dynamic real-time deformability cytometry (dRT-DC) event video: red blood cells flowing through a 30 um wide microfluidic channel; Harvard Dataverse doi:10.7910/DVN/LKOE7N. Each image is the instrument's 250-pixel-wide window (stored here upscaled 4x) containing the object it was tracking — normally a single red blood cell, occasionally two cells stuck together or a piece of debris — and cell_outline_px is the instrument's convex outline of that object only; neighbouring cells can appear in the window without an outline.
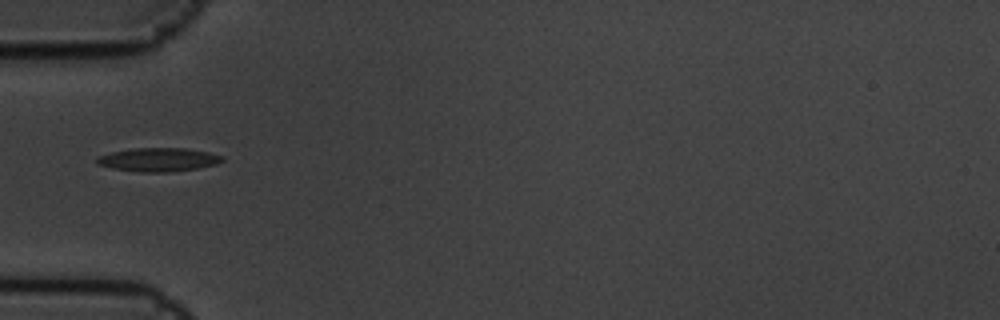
{"species": "common noctule bat (a hibernating species)", "species_latin": "Nyctalus noctula", "temperature_condition": "cold", "stored_images_in_passage": 11, "camera_frame_rate_fps": 3000, "um_per_image_px": 0.085, "animal": {"sex": "male", "body_mass_g": 19.5, "forearm_length_mm": 54.6}, "frame": {"image": 1, "passage_image": 1, "time_ms": 0.0, "image_size_px": [1000, 320], "cell_outline_px": [[224, 160], [216, 164], [196, 168], [168, 172], [140, 172], [112, 168], [96, 164], [96, 156], [112, 152], [132, 148], [188, 148], [208, 152], [224, 156]], "centroid_in_image_um": [13.45, 13.56], "position_along_channel_um": 71.6, "area_um2": 17.28}}
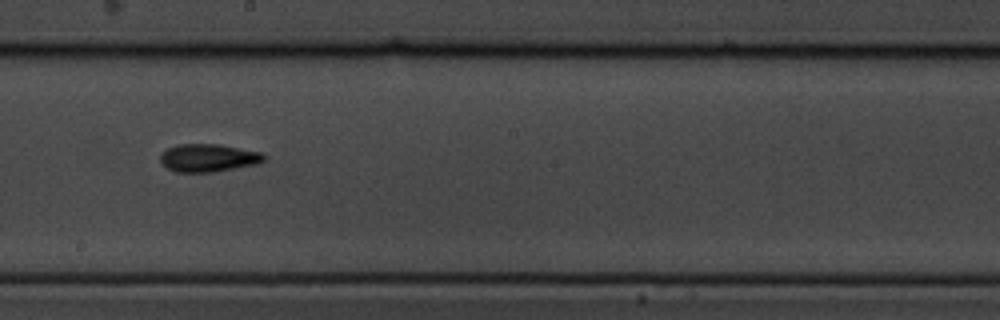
{"frame": {"image": 2, "passage_image": 5, "time_ms": 1.333, "image_size_px": [1000, 320], "cell_outline_px": [[268, 156], [260, 164], [212, 172], [176, 172], [160, 164], [160, 156], [168, 148], [180, 144], [216, 144], [260, 152]], "centroid_in_image_um": [17.72, 13.43], "position_along_channel_um": 230.5, "area_um2": 16.82}}
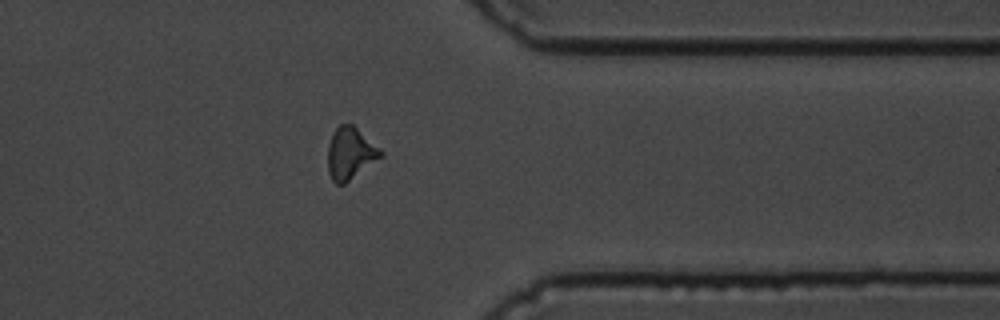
{"frame": {"image": 3, "passage_image": 9, "time_ms": 2.667, "image_size_px": [1000, 320], "cell_outline_px": [[384, 156], [344, 184], [336, 184], [332, 180], [328, 172], [328, 144], [332, 132], [340, 124], [352, 124], [380, 148], [384, 152]], "centroid_in_image_um": [29.78, 13.04], "position_along_channel_um": 381.6, "area_um2": 16.13}}